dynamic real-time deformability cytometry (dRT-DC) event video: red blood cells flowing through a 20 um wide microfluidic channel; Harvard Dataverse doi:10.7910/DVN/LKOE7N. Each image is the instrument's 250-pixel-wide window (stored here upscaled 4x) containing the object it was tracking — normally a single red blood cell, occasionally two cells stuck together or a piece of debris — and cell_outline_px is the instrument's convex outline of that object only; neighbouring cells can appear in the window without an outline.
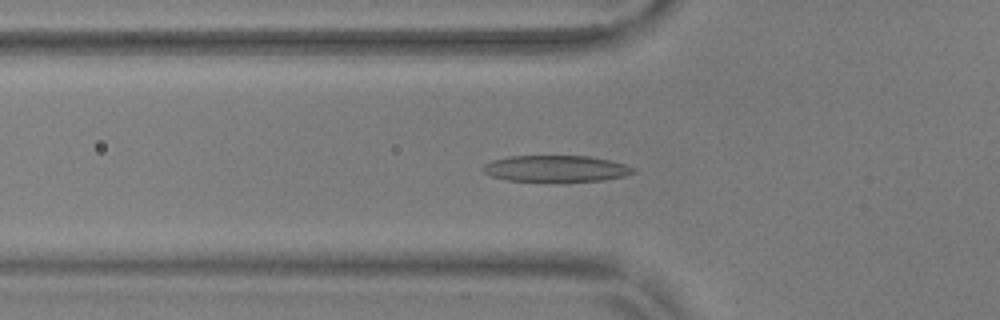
{"species": "common noctule bat (a hibernating species)", "species_latin": "Nyctalus noctula", "temperature_condition": "warm", "stored_images_in_passage": 49, "camera_frame_rate_fps": 3000, "um_per_image_px": 0.085, "animal": {"sex": "male", "body_mass_g": 17.9, "forearm_length_mm": 54.2}, "frame": {"image": 1, "passage_image": 12, "time_ms": 3.667, "image_size_px": [1000, 320], "cell_outline_px": [[636, 172], [624, 176], [604, 180], [508, 180], [492, 176], [484, 172], [480, 168], [484, 164], [492, 160], [508, 156], [588, 156], [608, 160], [624, 164], [636, 168]], "centroid_in_image_um": [47.24, 14.31], "position_along_channel_um": 78.6, "area_um2": 22.66}}
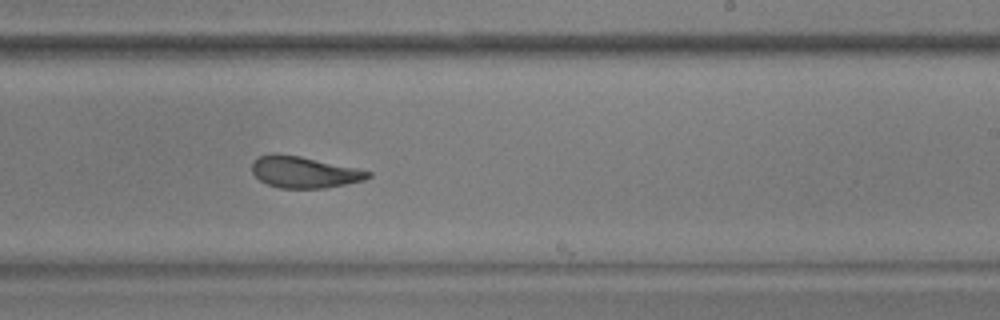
{"frame": {"image": 2, "passage_image": 27, "time_ms": 8.667, "image_size_px": [1000, 320], "cell_outline_px": [[372, 176], [364, 180], [324, 188], [280, 188], [268, 184], [260, 180], [252, 172], [252, 164], [260, 156], [300, 156], [356, 168], [372, 172]], "centroid_in_image_um": [25.91, 14.67], "position_along_channel_um": 263.1, "area_um2": 20.52}}
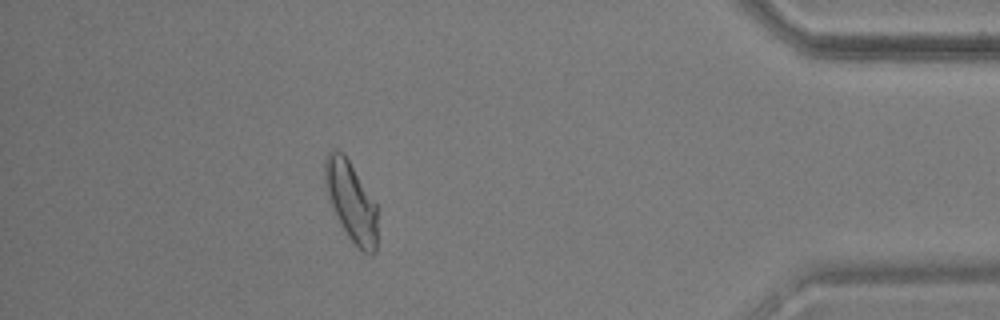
{"frame": {"image": 3, "passage_image": 42, "time_ms": 13.667, "image_size_px": [1000, 320], "cell_outline_px": [[376, 252], [372, 256], [364, 252], [348, 236], [332, 208], [328, 200], [324, 184], [324, 160], [328, 152], [332, 148], [336, 148], [344, 152], [376, 204]], "centroid_in_image_um": [29.8, 17.05], "position_along_channel_um": 405.4, "area_um2": 24.39}, "authors_computed_cell_mechanics": {"area_um2": 22.4842, "velocity_mm_per_s": 3.6745, "shape_relaxation_time_tau1_ms": 6.3375, "shape_relaxation_time_tau2_ms": 2.3825, "deformation_change_tau1": 0.2293, "deformation_change_tau2": 0.1002}}